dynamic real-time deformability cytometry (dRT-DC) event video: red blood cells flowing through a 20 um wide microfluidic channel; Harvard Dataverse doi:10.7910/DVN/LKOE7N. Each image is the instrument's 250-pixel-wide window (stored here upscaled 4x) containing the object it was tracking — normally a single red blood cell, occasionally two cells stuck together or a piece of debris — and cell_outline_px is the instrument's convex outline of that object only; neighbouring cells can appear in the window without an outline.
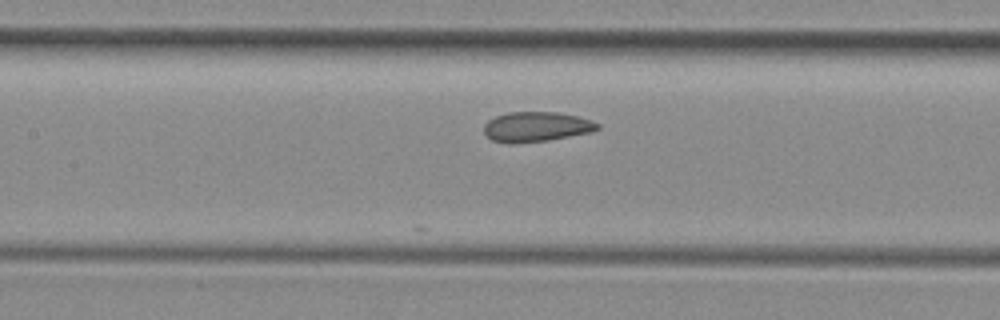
{"species": "common noctule bat (a hibernating species)", "species_latin": "Nyctalus noctula", "temperature_condition": "room temperature", "stored_images_in_passage": 20, "camera_frame_rate_fps": 3000, "um_per_image_px": 0.085, "animal": {"sex": "female", "body_mass_g": 29.2, "forearm_length_mm": 56.3}, "frame": {"image": 1, "passage_image": 20, "time_ms": 6.333, "image_size_px": [1000, 320], "cell_outline_px": [[600, 128], [592, 132], [548, 140], [512, 144], [508, 144], [492, 140], [484, 132], [484, 124], [488, 120], [496, 116], [508, 112], [560, 112], [592, 120], [600, 124]], "centroid_in_image_um": [45.59, 10.78], "position_along_channel_um": 161.8, "area_um2": 19.94}}